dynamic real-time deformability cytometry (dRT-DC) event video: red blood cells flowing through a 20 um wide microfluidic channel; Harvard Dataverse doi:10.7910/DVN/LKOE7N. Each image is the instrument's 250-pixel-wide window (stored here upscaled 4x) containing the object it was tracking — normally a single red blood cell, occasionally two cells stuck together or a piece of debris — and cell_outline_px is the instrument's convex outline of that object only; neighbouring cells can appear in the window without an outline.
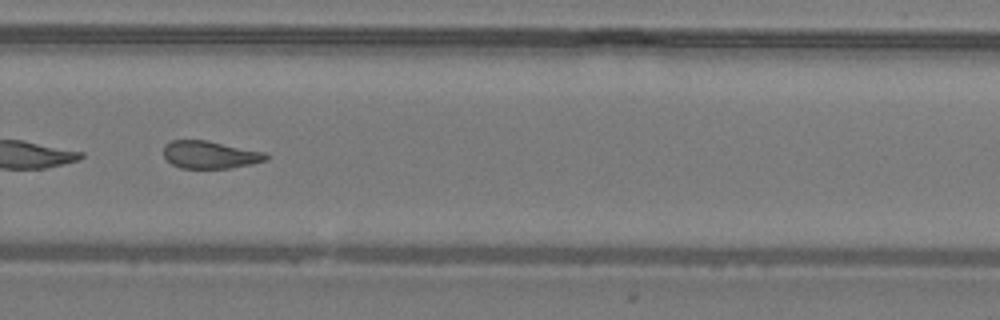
{"species": "common noctule bat (a hibernating species)", "species_latin": "Nyctalus noctula", "temperature_condition": "warm", "stored_images_in_passage": 38, "camera_frame_rate_fps": 3000, "um_per_image_px": 0.085, "animal": {"sex": "male", "body_mass_g": 19.2, "forearm_length_mm": 51.8}, "frame": {"image": 1, "passage_image": 27, "time_ms": 8.667, "image_size_px": [1000, 320], "cell_outline_px": [[272, 156], [268, 160], [252, 164], [232, 168], [180, 168], [172, 164], [164, 156], [164, 144], [172, 140], [208, 140], [264, 152]], "centroid_in_image_um": [17.89, 13.15], "position_along_channel_um": 311.9, "area_um2": 16.65}}
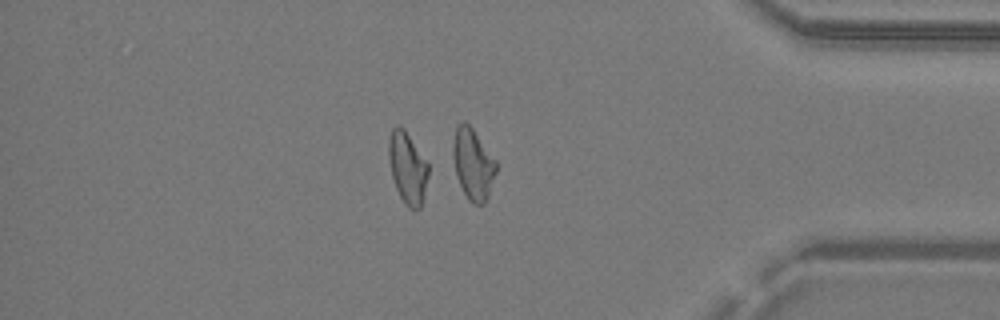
{"frame": {"image": 2, "passage_image": 33, "time_ms": 10.667, "image_size_px": [1000, 320], "cell_outline_px": [[428, 176], [420, 208], [408, 208], [404, 204], [396, 188], [392, 176], [388, 156], [388, 140], [392, 128], [396, 124], [400, 124], [404, 128], [428, 164]], "centroid_in_image_um": [34.61, 14.22], "position_along_channel_um": 400.6, "area_um2": 16.42}}